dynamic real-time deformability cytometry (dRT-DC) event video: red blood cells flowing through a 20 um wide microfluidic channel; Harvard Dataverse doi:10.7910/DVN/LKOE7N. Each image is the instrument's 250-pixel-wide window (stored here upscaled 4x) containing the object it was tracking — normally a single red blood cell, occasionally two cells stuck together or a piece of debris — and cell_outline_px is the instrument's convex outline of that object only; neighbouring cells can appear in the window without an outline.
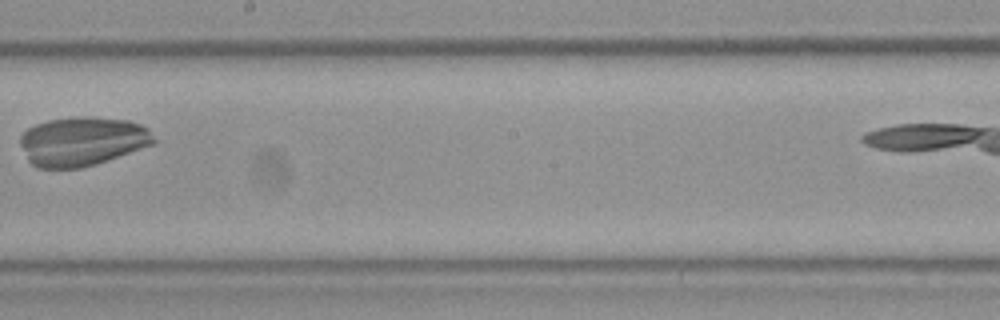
{"species": "Egyptian fruit bat (a non-hibernating species)", "species_latin": "Rousettus aegyptiacus", "temperature_condition": "room temperature", "stored_images_in_passage": 27, "camera_frame_rate_fps": 3000, "um_per_image_px": 0.085, "frame": {"image": 1, "passage_image": 16, "time_ms": 5.0, "image_size_px": [1000, 320], "cell_outline_px": [[160, 140], [156, 144], [96, 164], [80, 168], [36, 168], [28, 160], [20, 144], [20, 136], [28, 128], [36, 124], [48, 120], [80, 116], [92, 116], [128, 120], [140, 124], [148, 128]], "centroid_in_image_um": [7.05, 12.0], "position_along_channel_um": 241.1, "area_um2": 38.73}}